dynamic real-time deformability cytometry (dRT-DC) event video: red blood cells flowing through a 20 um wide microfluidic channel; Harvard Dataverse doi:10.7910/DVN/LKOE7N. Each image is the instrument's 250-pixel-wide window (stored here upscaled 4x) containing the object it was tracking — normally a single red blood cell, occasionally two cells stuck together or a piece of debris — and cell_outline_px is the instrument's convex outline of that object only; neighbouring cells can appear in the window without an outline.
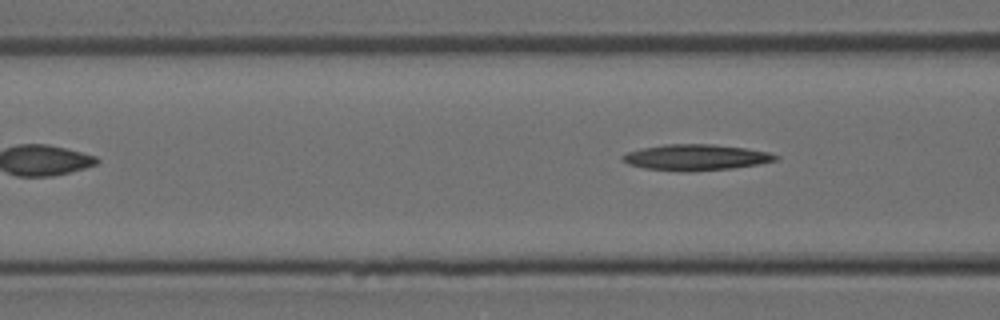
{"species": "Egyptian fruit bat (a non-hibernating species)", "species_latin": "Rousettus aegyptiacus", "temperature_condition": "room temperature", "stored_images_in_passage": 3, "camera_frame_rate_fps": 3000, "um_per_image_px": 0.085, "animal": {"sex": "female"}, "frame": {"image": 1, "passage_image": 3, "time_ms": 0.667, "image_size_px": [1000, 320], "cell_outline_px": [[780, 160], [760, 164], [732, 168], [692, 172], [688, 172], [644, 168], [628, 164], [620, 156], [628, 152], [640, 148], [664, 144], [712, 144], [744, 148], [768, 152], [780, 156]], "centroid_in_image_um": [59.17, 13.38], "position_along_channel_um": 107.4, "area_um2": 23.29}}